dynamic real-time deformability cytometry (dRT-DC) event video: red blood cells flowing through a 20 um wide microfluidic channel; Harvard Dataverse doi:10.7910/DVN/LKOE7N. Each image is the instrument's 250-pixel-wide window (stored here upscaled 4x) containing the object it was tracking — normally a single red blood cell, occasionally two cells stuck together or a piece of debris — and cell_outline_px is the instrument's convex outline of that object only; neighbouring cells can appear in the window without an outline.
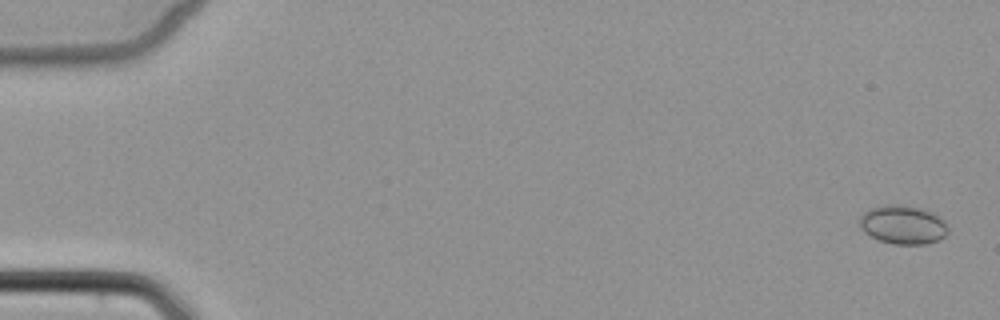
{"species": "common noctule bat (a hibernating species)", "species_latin": "Nyctalus noctula", "temperature_condition": "cold", "stored_images_in_passage": 3, "camera_frame_rate_fps": 3000, "um_per_image_px": 0.085, "animal": {"sex": "female", "body_mass_g": 22.7, "forearm_length_mm": 54.2}, "frame": {"image": 1, "passage_image": 1, "time_ms": 0.0, "image_size_px": [1000, 320], "cell_outline_px": [[948, 232], [940, 240], [924, 244], [892, 244], [880, 240], [864, 232], [860, 228], [860, 216], [864, 212], [872, 208], [888, 204], [900, 204], [920, 208], [932, 212], [940, 216], [944, 220], [948, 228]], "centroid_in_image_um": [76.77, 19.1], "position_along_channel_um": 8.2, "area_um2": 20.0}}